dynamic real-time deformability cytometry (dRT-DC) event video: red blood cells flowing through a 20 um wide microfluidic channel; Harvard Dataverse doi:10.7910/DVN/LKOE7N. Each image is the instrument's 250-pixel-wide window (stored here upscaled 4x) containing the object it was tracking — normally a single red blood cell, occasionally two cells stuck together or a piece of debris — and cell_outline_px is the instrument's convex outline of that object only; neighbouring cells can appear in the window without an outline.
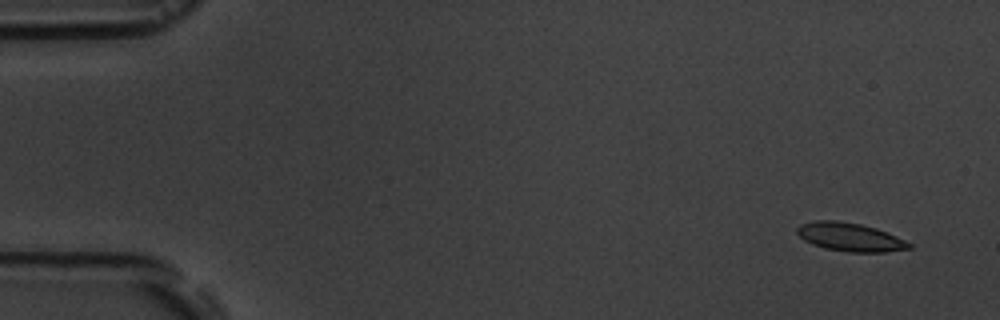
{"species": "common noctule bat (a hibernating species)", "species_latin": "Nyctalus noctula", "temperature_condition": "room temperature", "stored_images_in_passage": 5, "camera_frame_rate_fps": 3000, "um_per_image_px": 0.085, "animal": {"sex": "male", "body_mass_g": 19.5, "forearm_length_mm": 54.6}, "frame": {"image": 1, "passage_image": 1, "time_ms": 0.0, "image_size_px": [1000, 320], "cell_outline_px": [[912, 248], [884, 252], [848, 252], [824, 248], [812, 244], [804, 240], [796, 232], [796, 228], [800, 224], [816, 220], [836, 220], [860, 224], [876, 228], [896, 236], [912, 244]], "centroid_in_image_um": [72.23, 20.15], "position_along_channel_um": 12.8, "area_um2": 18.55}}
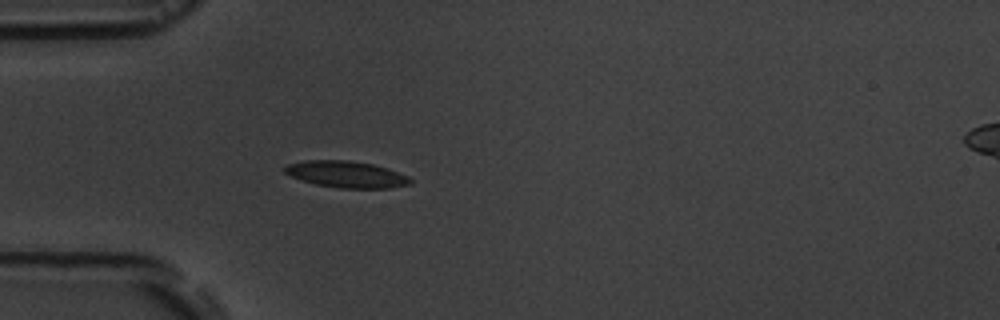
{"frame": {"image": 2, "passage_image": 5, "time_ms": 4.333, "image_size_px": [1000, 320], "cell_outline_px": [[412, 184], [392, 188], [340, 188], [316, 184], [300, 180], [284, 172], [284, 164], [304, 160], [348, 160], [372, 164], [388, 168], [408, 176], [412, 180]], "centroid_in_image_um": [29.43, 14.81], "position_along_channel_um": 55.6, "area_um2": 19.59}}